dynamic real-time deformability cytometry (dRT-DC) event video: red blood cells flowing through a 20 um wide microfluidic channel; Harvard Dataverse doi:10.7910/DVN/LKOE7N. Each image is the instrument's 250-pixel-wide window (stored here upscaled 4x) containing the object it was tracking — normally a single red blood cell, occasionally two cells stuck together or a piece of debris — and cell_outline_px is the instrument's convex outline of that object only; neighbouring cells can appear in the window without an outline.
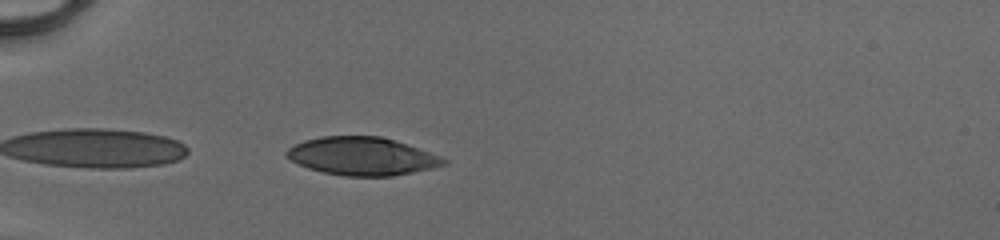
{"species": "human", "species_latin": "Homo sapiens", "temperature_condition": "cold", "stored_images_in_passage": 35, "camera_frame_rate_fps": 3000, "um_per_image_px": 0.085, "donor": {"sex": "male"}, "frame": {"image": 1, "passage_image": 1, "time_ms": 0.0, "image_size_px": [1000, 240], "cell_outline_px": [[448, 164], [432, 168], [392, 176], [344, 176], [324, 172], [308, 168], [284, 156], [284, 152], [292, 144], [304, 140], [320, 136], [380, 136], [440, 156], [448, 160]], "centroid_in_image_um": [30.72, 13.28], "position_along_channel_um": 54.3, "area_um2": 34.62}}
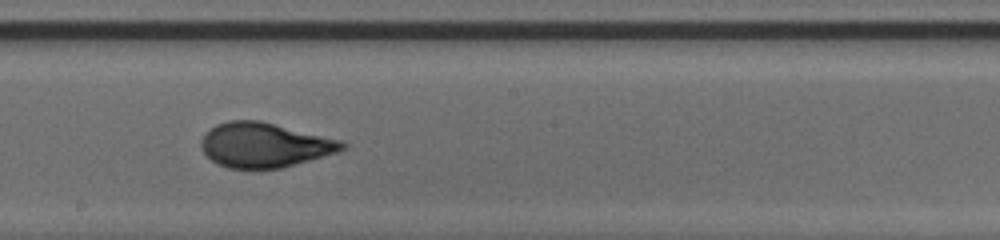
{"frame": {"image": 2, "passage_image": 15, "time_ms": 4.667, "image_size_px": [1000, 240], "cell_outline_px": [[348, 148], [340, 152], [280, 168], [228, 168], [216, 164], [200, 148], [200, 140], [204, 132], [216, 124], [228, 120], [260, 120], [340, 140], [348, 144]], "centroid_in_image_um": [22.47, 12.32], "position_along_channel_um": 225.7, "area_um2": 36.88}}
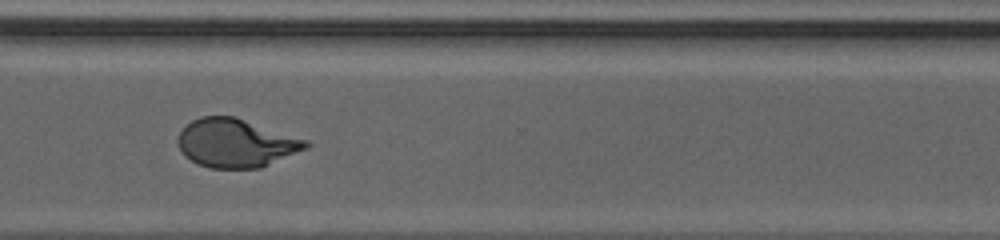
{"frame": {"image": 3, "passage_image": 24, "time_ms": 7.667, "image_size_px": [1000, 240], "cell_outline_px": [[312, 144], [308, 148], [260, 168], [212, 168], [200, 164], [184, 156], [176, 140], [180, 132], [192, 120], [200, 116], [232, 116], [308, 140]], "centroid_in_image_um": [20.06, 12.16], "position_along_channel_um": 350.5, "area_um2": 35.84}, "authors_computed_cell_mechanics": {"area_um2": 36.414, "velocity_mm_per_s": 4.1673, "shape_relaxation_time_tau1_ms": 3.8294, "shape_relaxation_time_tau2_ms": null, "deformation_change_tau1": 0.1892, "deformation_change_tau2": null}}